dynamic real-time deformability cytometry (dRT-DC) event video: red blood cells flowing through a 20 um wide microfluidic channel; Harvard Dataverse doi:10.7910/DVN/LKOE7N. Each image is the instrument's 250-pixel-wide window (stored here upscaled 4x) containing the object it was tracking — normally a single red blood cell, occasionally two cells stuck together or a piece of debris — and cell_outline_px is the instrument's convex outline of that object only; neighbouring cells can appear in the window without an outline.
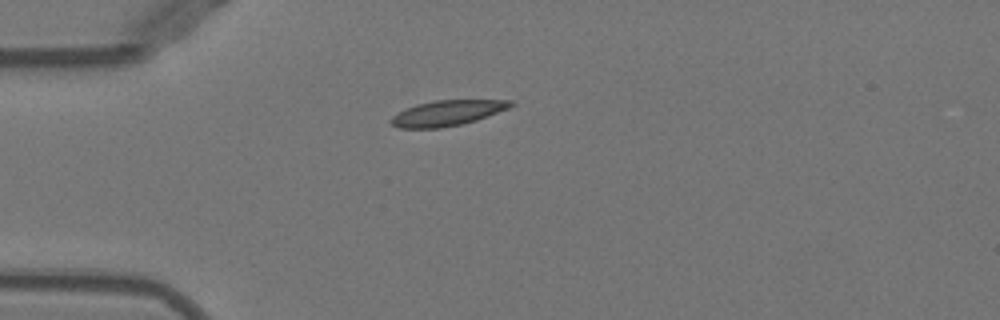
{"species": "Egyptian fruit bat (a non-hibernating species)", "species_latin": "Rousettus aegyptiacus", "temperature_condition": "warm", "stored_images_in_passage": 39, "camera_frame_rate_fps": 3000, "um_per_image_px": 0.085, "animal": {"sex": "female"}, "frame": {"image": 1, "passage_image": 1, "time_ms": 0.0, "image_size_px": [1000, 320], "cell_outline_px": [[516, 104], [508, 108], [476, 120], [460, 124], [440, 128], [400, 128], [392, 124], [388, 120], [392, 116], [404, 108], [416, 104], [436, 100], [516, 100]], "centroid_in_image_um": [38.0, 9.6], "position_along_channel_um": 47.0, "area_um2": 17.74}}
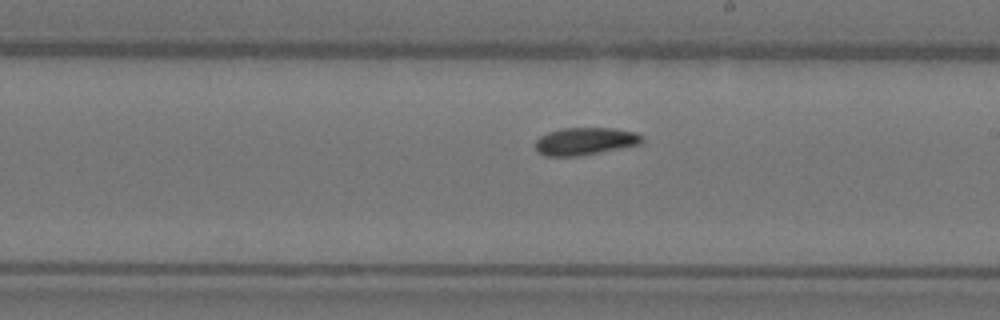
{"frame": {"image": 2, "passage_image": 17, "time_ms": 5.333, "image_size_px": [1000, 320], "cell_outline_px": [[644, 144], [580, 156], [544, 156], [536, 152], [536, 140], [540, 136], [548, 132], [560, 128], [616, 128], [636, 132], [644, 136]], "centroid_in_image_um": [49.78, 12.01], "position_along_channel_um": 239.2, "area_um2": 17.51}}
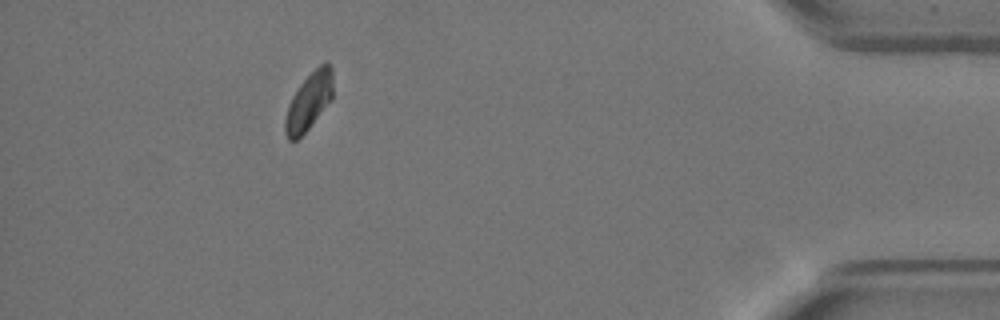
{"frame": {"image": 3, "passage_image": 34, "time_ms": 11.0, "image_size_px": [1000, 320], "cell_outline_px": [[332, 100], [308, 128], [296, 140], [288, 140], [284, 132], [284, 120], [288, 104], [292, 96], [300, 84], [324, 60], [328, 60], [332, 68]], "centroid_in_image_um": [26.25, 8.6], "position_along_channel_um": 408.9, "area_um2": 16.01}, "authors_computed_cell_mechanics": {"area_um2": 16.8198, "velocity_mm_per_s": 3.9288, "shape_relaxation_time_tau1_ms": 9.224, "shape_relaxation_time_tau2_ms": 10.3176, "deformation_change_tau1": 0.1993, "deformation_change_tau2": 0.0767}}